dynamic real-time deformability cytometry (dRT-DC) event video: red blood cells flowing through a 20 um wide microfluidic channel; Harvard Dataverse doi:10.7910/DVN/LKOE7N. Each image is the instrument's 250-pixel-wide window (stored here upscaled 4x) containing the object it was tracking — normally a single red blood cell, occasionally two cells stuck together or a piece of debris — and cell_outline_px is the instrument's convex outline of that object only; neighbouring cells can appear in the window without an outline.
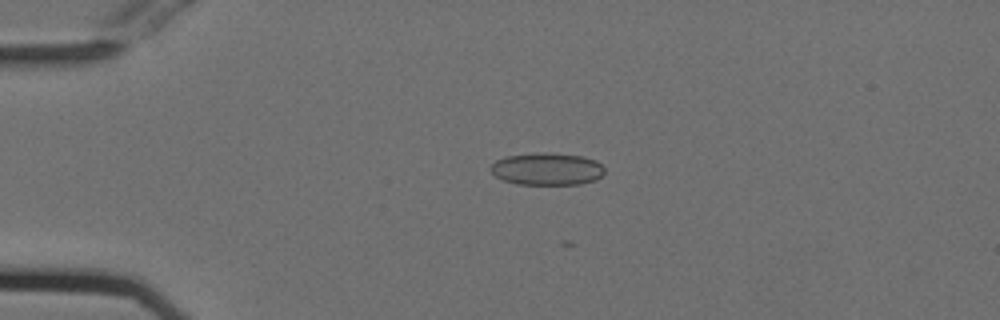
{"species": "Egyptian fruit bat (a non-hibernating species)", "species_latin": "Rousettus aegyptiacus", "temperature_condition": "cold", "stored_images_in_passage": 29, "camera_frame_rate_fps": 3000, "um_per_image_px": 0.085, "animal": {"sex": "female"}, "frame": {"image": 1, "passage_image": 12, "time_ms": 3.667, "image_size_px": [1000, 320], "cell_outline_px": [[604, 172], [596, 180], [580, 184], [516, 184], [504, 180], [496, 176], [488, 168], [496, 160], [504, 156], [536, 152], [552, 152], [584, 156], [596, 160], [604, 168]], "centroid_in_image_um": [46.49, 14.34], "position_along_channel_um": 38.5, "area_um2": 21.73}}
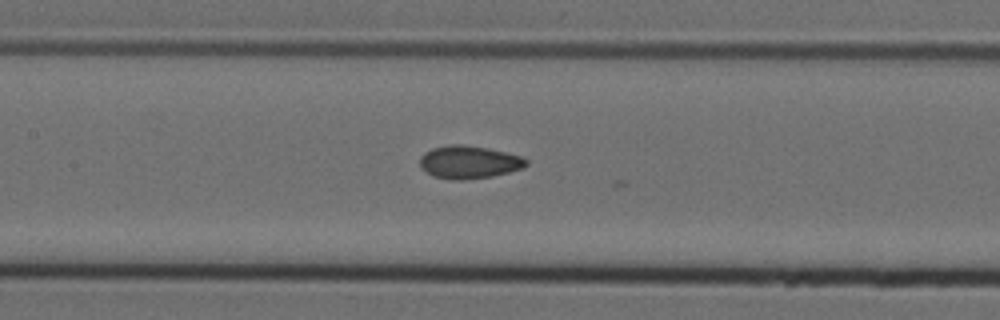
{"frame": {"image": 2, "passage_image": 25, "time_ms": 8.0, "image_size_px": [1000, 320], "cell_outline_px": [[528, 164], [520, 168], [508, 172], [492, 176], [464, 180], [452, 180], [432, 176], [420, 168], [420, 156], [424, 152], [432, 148], [452, 144], [464, 144], [488, 148], [520, 156], [528, 160]], "centroid_in_image_um": [39.81, 13.78], "position_along_channel_um": 167.6, "area_um2": 20.4}}
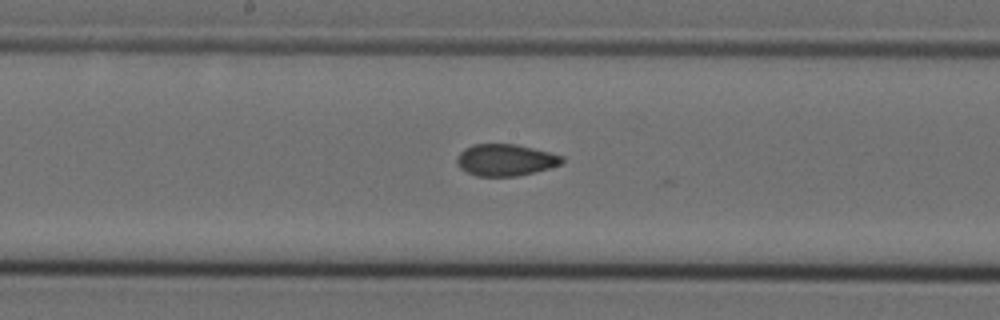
{"frame": {"image": 3, "passage_image": 28, "time_ms": 9.0, "image_size_px": [1000, 320], "cell_outline_px": [[564, 160], [560, 164], [548, 168], [516, 176], [476, 176], [460, 168], [456, 164], [456, 156], [464, 148], [472, 144], [516, 144], [564, 156]], "centroid_in_image_um": [42.91, 13.59], "position_along_channel_um": 205.3, "area_um2": 19.36}}